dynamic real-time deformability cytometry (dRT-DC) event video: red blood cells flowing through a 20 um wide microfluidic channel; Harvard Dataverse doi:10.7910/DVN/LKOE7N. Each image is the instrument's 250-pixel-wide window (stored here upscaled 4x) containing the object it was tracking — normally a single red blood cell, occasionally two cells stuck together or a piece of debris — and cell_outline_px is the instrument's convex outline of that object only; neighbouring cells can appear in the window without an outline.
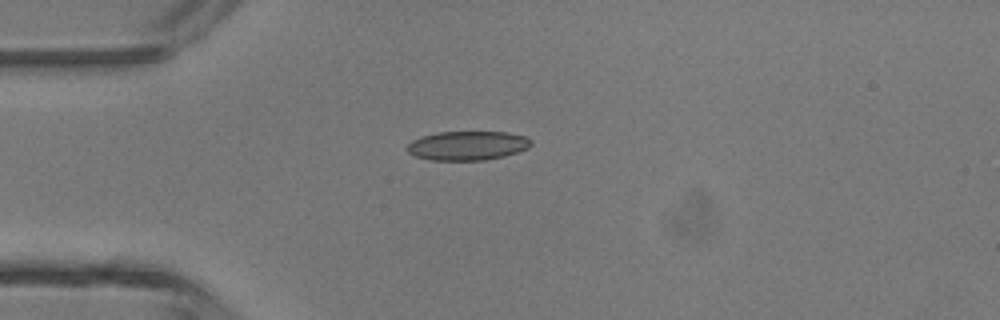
{"species": "common noctule bat (a hibernating species)", "species_latin": "Nyctalus noctula", "temperature_condition": "room temperature", "stored_images_in_passage": 6, "segment_of_instrument_passage": [2, 2], "camera_frame_rate_fps": 3000, "um_per_image_px": 0.085, "animal": {"sex": "male", "body_mass_g": 13.3}, "frame": {"image": 1, "passage_image": 6, "time_ms": 1.667, "image_size_px": [1000, 320], "cell_outline_px": [[532, 144], [528, 148], [504, 156], [484, 160], [432, 160], [416, 156], [408, 152], [404, 148], [412, 140], [420, 136], [436, 132], [508, 132], [524, 136], [532, 140]], "centroid_in_image_um": [39.71, 12.37], "position_along_channel_um": 45.3, "area_um2": 21.1}}